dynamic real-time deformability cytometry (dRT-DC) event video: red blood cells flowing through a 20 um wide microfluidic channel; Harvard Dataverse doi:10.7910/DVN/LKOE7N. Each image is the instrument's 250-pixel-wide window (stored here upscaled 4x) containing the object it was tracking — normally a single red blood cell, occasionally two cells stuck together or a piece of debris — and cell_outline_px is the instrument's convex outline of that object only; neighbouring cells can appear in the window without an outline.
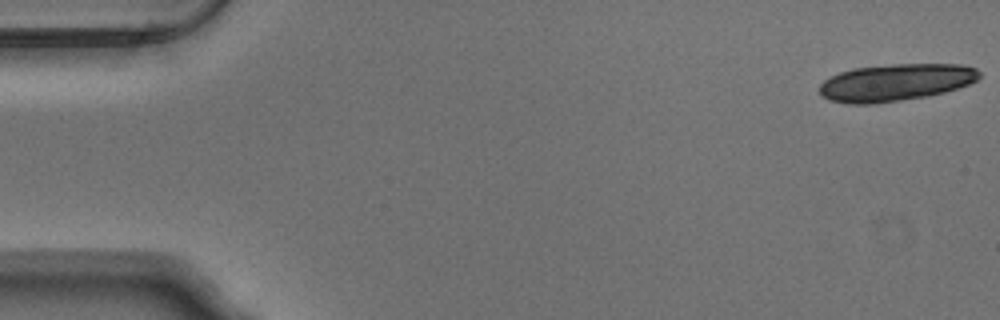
{"species": "Egyptian fruit bat (a non-hibernating species)", "species_latin": "Rousettus aegyptiacus", "temperature_condition": "warm", "stored_images_in_passage": 18, "camera_frame_rate_fps": 3000, "um_per_image_px": 0.085, "animal": {"sex": "male"}, "frame": {"image": 1, "passage_image": 1, "time_ms": 0.0, "image_size_px": [1000, 320], "cell_outline_px": [[980, 76], [976, 80], [968, 84], [944, 92], [928, 96], [872, 104], [848, 104], [828, 100], [820, 96], [820, 84], [824, 80], [840, 72], [852, 68], [892, 64], [960, 64], [976, 68], [980, 72]], "centroid_in_image_um": [76.09, 7.01], "position_along_channel_um": 8.9, "area_um2": 34.62}}